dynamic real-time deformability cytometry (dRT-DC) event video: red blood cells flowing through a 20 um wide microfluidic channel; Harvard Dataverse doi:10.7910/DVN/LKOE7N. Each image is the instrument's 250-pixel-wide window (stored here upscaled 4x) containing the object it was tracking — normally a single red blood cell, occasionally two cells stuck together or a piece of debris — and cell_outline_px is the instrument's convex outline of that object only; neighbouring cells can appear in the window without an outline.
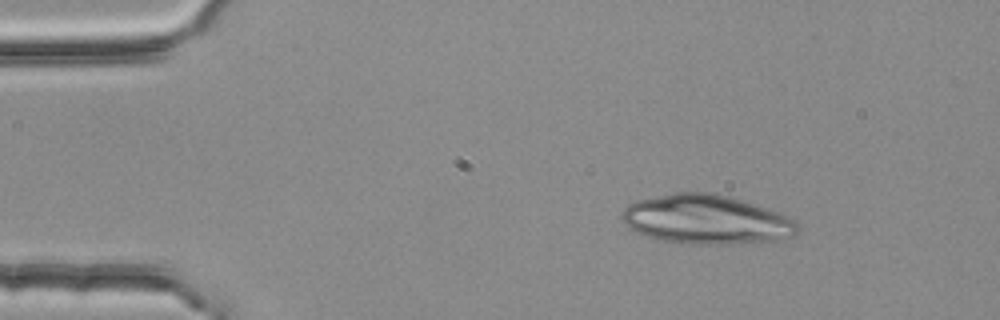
{"species": "common noctule bat (a hibernating species)", "species_latin": "Nyctalus noctula", "temperature_condition": "room temperature", "stored_images_in_passage": 3, "segment_of_instrument_passage": [1, 2], "camera_frame_rate_fps": 3000, "um_per_image_px": 0.085, "animal": {"sex": "female", "body_mass_g": 25.1}, "frame": {"image": 1, "passage_image": 1, "time_ms": 0.0, "image_size_px": [1000, 320], "cell_outline_px": [[800, 228], [792, 236], [772, 240], [728, 244], [692, 244], [660, 240], [636, 232], [628, 228], [624, 224], [620, 216], [624, 208], [628, 204], [636, 200], [676, 192], [716, 192], [768, 208], [780, 212], [800, 224]], "centroid_in_image_um": [60.01, 18.64], "position_along_channel_um": 25.0, "area_um2": 50.52}}